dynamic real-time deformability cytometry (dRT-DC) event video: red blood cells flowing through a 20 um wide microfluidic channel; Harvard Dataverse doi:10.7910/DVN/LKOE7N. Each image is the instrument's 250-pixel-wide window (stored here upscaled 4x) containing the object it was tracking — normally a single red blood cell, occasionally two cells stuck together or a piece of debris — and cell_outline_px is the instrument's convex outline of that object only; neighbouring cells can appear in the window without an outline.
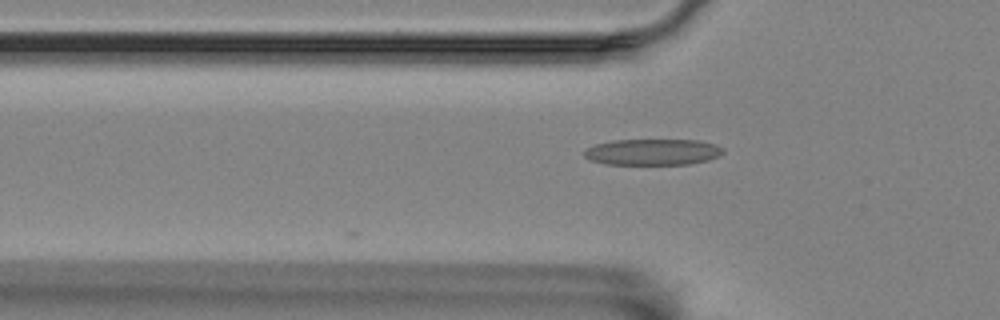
{"species": "Egyptian fruit bat (a non-hibernating species)", "species_latin": "Rousettus aegyptiacus", "temperature_condition": "room temperature", "stored_images_in_passage": 5, "camera_frame_rate_fps": 3000, "um_per_image_px": 0.085, "animal": {"sex": "female"}, "frame": {"image": 1, "passage_image": 5, "time_ms": 1.333, "image_size_px": [1000, 320], "cell_outline_px": [[724, 152], [720, 156], [708, 160], [688, 164], [604, 164], [588, 160], [584, 156], [584, 152], [588, 148], [596, 144], [612, 140], [700, 140], [716, 144], [724, 148]], "centroid_in_image_um": [55.5, 12.92], "position_along_channel_um": 70.3, "area_um2": 21.33}}